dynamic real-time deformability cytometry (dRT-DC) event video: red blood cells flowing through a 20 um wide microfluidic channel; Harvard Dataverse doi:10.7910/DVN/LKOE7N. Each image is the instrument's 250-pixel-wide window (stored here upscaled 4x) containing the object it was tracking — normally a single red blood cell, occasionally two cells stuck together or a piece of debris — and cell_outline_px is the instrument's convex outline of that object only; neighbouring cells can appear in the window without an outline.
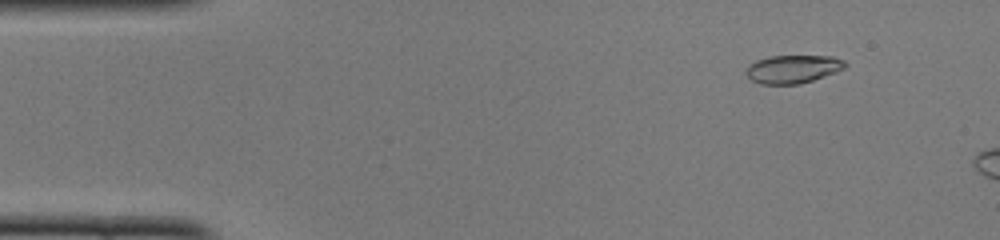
{"species": "common noctule bat (a hibernating species)", "species_latin": "Nyctalus noctula", "temperature_condition": "cold", "stored_images_in_passage": 46, "camera_frame_rate_fps": 3000, "um_per_image_px": 0.085, "animal": {"sex": "female", "body_mass_g": 22.0, "forearm_length_mm": 56.7}, "frame": {"image": 1, "passage_image": 5, "time_ms": 1.333, "image_size_px": [1000, 240], "cell_outline_px": [[848, 64], [844, 68], [836, 72], [800, 84], [760, 84], [752, 80], [744, 72], [748, 64], [756, 60], [768, 56], [832, 56], [844, 60]], "centroid_in_image_um": [67.37, 5.86], "position_along_channel_um": 17.6, "area_um2": 16.36}}
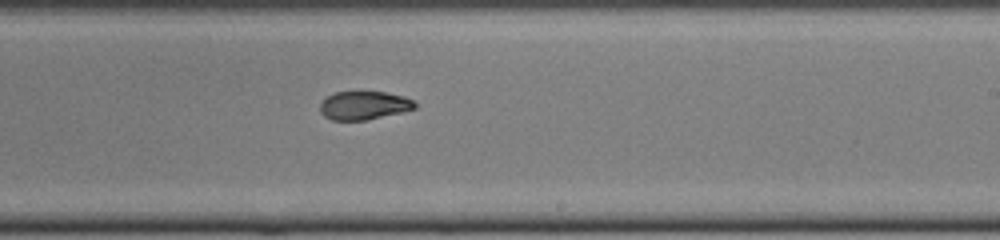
{"frame": {"image": 2, "passage_image": 29, "time_ms": 9.333, "image_size_px": [1000, 240], "cell_outline_px": [[416, 108], [400, 112], [364, 120], [332, 120], [324, 116], [320, 112], [320, 104], [324, 96], [336, 92], [384, 92], [404, 96], [416, 100]], "centroid_in_image_um": [30.91, 8.95], "position_along_channel_um": 258.1, "area_um2": 15.72}}
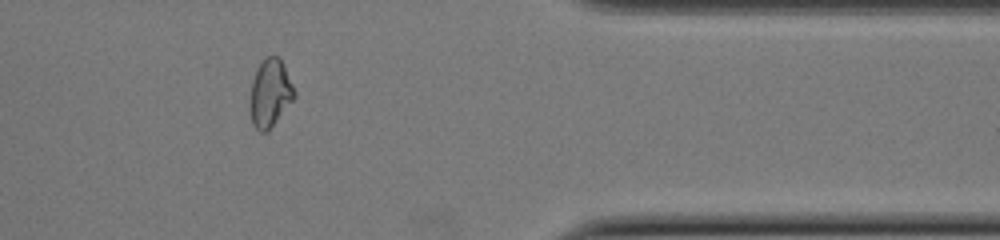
{"frame": {"image": 3, "passage_image": 40, "time_ms": 13.0, "image_size_px": [1000, 240], "cell_outline_px": [[296, 96], [268, 132], [260, 132], [252, 124], [252, 80], [256, 68], [268, 56], [276, 56], [284, 64], [296, 92]], "centroid_in_image_um": [23.0, 7.92], "position_along_channel_um": 388.4, "area_um2": 17.11}, "authors_computed_cell_mechanics": {"area_um2": 16.9354, "velocity_mm_per_s": 4.1021, "shape_relaxation_time_tau1_ms": 10.4479, "shape_relaxation_time_tau2_ms": 3.1468, "deformation_change_tau1": 0.3091, "deformation_change_tau2": 0.0872}}